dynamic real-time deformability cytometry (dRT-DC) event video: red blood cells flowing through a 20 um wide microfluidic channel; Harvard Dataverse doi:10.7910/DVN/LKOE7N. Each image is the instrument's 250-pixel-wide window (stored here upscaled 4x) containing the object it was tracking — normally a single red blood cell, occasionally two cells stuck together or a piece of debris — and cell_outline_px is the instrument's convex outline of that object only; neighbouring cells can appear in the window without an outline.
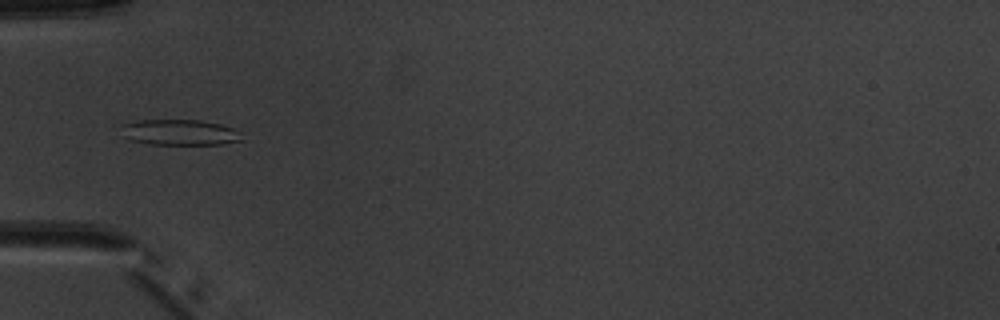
{"species": "common noctule bat (a hibernating species)", "species_latin": "Nyctalus noctula", "temperature_condition": "warm", "stored_images_in_passage": 5, "camera_frame_rate_fps": 3000, "um_per_image_px": 0.085, "animal": {"sex": "male", "body_mass_g": 20.1, "forearm_length_mm": 53.5}, "frame": {"image": 1, "passage_image": 5, "time_ms": 4.667, "image_size_px": [1000, 320], "cell_outline_px": [[244, 140], [220, 144], [148, 144], [132, 140], [124, 136], [120, 124], [140, 120], [200, 120], [220, 124], [232, 128], [240, 132]], "centroid_in_image_um": [15.28, 11.25], "position_along_channel_um": 69.7, "area_um2": 18.03}}